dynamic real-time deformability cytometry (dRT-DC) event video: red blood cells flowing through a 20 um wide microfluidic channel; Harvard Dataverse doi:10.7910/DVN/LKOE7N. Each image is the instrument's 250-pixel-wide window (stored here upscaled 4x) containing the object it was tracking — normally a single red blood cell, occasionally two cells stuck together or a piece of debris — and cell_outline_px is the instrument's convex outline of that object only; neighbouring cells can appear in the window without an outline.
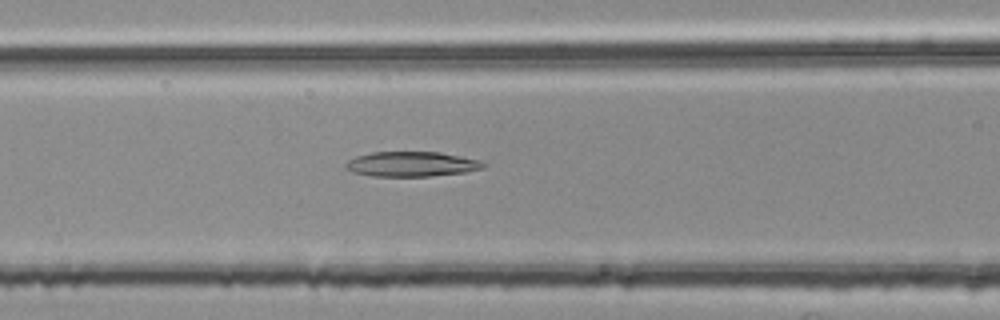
{"species": "common noctule bat (a hibernating species)", "species_latin": "Nyctalus noctula", "temperature_condition": "room temperature", "stored_images_in_passage": 46, "camera_frame_rate_fps": 3000, "um_per_image_px": 0.085, "animal": {"sex": "female", "body_mass_g": 25.1}, "frame": {"image": 1, "passage_image": 14, "time_ms": 4.333, "image_size_px": [1000, 320], "cell_outline_px": [[488, 164], [484, 168], [464, 172], [432, 176], [372, 176], [352, 172], [344, 168], [344, 164], [348, 160], [356, 156], [372, 152], [440, 152], [480, 160]], "centroid_in_image_um": [34.97, 13.95], "position_along_channel_um": 131.6, "area_um2": 20.11}}
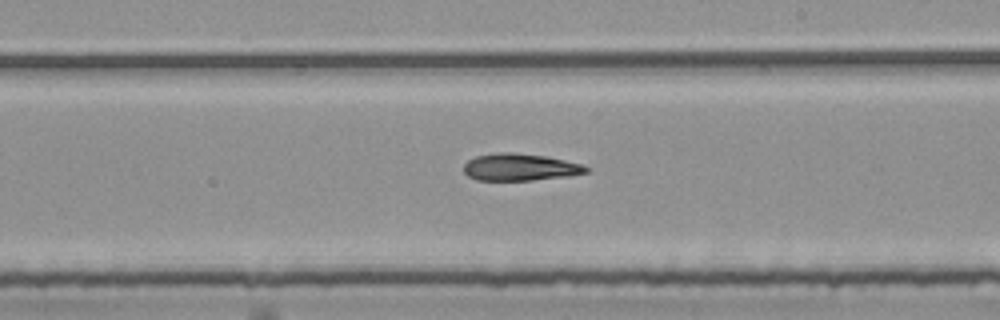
{"frame": {"image": 2, "passage_image": 23, "time_ms": 7.333, "image_size_px": [1000, 320], "cell_outline_px": [[588, 172], [568, 176], [532, 180], [476, 180], [468, 176], [464, 172], [464, 164], [468, 160], [476, 156], [500, 152], [512, 152], [544, 156], [580, 164], [588, 168]], "centroid_in_image_um": [44.15, 14.21], "position_along_channel_um": 244.8, "area_um2": 19.07}}
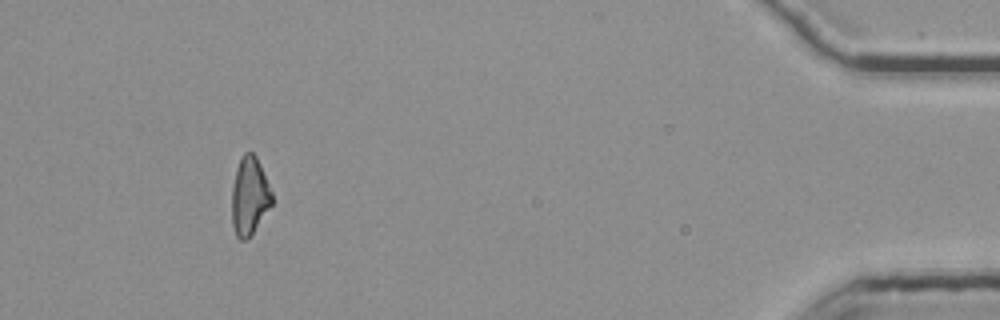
{"frame": {"image": 3, "passage_image": 42, "time_ms": 13.667, "image_size_px": [1000, 320], "cell_outline_px": [[272, 204], [252, 232], [244, 240], [240, 240], [236, 236], [232, 224], [232, 188], [236, 168], [244, 152], [252, 152], [256, 156], [260, 164], [272, 192]], "centroid_in_image_um": [21.19, 16.64], "position_along_channel_um": 414.0, "area_um2": 17.92}}